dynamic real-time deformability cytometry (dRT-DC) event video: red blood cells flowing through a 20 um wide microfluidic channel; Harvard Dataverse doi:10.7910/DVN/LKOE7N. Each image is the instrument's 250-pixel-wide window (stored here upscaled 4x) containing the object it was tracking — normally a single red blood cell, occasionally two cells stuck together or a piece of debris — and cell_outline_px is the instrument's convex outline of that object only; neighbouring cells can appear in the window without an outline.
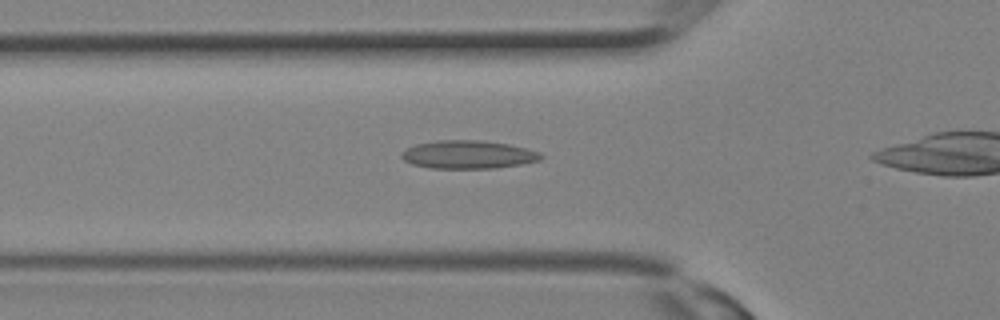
{"species": "Egyptian fruit bat (a non-hibernating species)", "species_latin": "Rousettus aegyptiacus", "temperature_condition": "room temperature", "stored_images_in_passage": 21, "camera_frame_rate_fps": 3000, "um_per_image_px": 0.085, "animal": {"sex": "female"}, "frame": {"image": 1, "passage_image": 7, "time_ms": 2.0, "image_size_px": [1000, 320], "cell_outline_px": [[544, 156], [540, 160], [520, 164], [496, 168], [432, 168], [412, 164], [404, 160], [400, 156], [400, 152], [416, 144], [436, 140], [484, 140], [508, 144], [540, 152]], "centroid_in_image_um": [39.78, 13.13], "position_along_channel_um": 86.0, "area_um2": 22.89}}
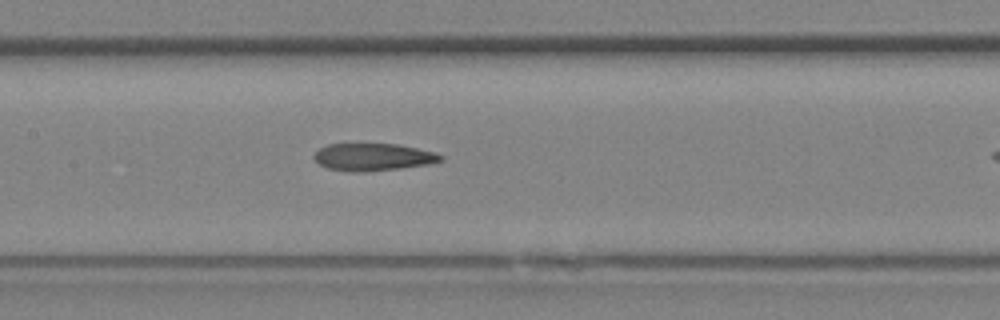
{"frame": {"image": 2, "passage_image": 11, "time_ms": 3.333, "image_size_px": [1000, 320], "cell_outline_px": [[444, 160], [428, 164], [400, 168], [360, 172], [352, 172], [328, 168], [320, 164], [316, 160], [316, 152], [320, 148], [328, 144], [396, 144], [436, 152], [444, 156]], "centroid_in_image_um": [31.76, 13.34], "position_along_channel_um": 175.6, "area_um2": 19.94}}
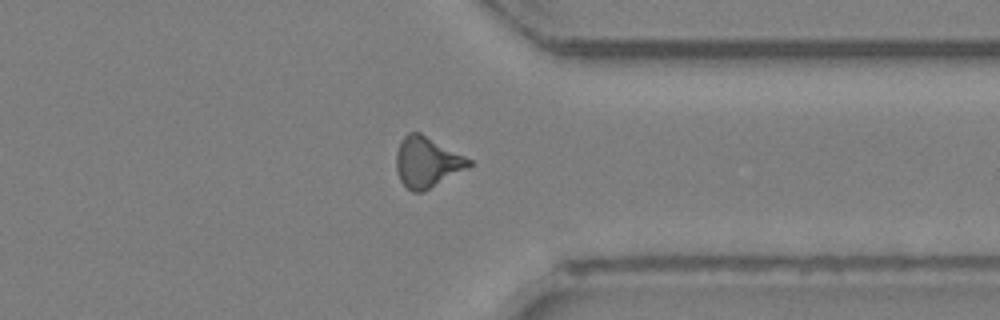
{"frame": {"image": 3, "passage_image": 20, "time_ms": 6.333, "image_size_px": [1000, 320], "cell_outline_px": [[472, 164], [468, 168], [424, 192], [412, 192], [400, 180], [396, 168], [396, 152], [404, 136], [408, 132], [420, 132], [472, 160]], "centroid_in_image_um": [36.3, 13.79], "position_along_channel_um": 375.1, "area_um2": 21.33}}